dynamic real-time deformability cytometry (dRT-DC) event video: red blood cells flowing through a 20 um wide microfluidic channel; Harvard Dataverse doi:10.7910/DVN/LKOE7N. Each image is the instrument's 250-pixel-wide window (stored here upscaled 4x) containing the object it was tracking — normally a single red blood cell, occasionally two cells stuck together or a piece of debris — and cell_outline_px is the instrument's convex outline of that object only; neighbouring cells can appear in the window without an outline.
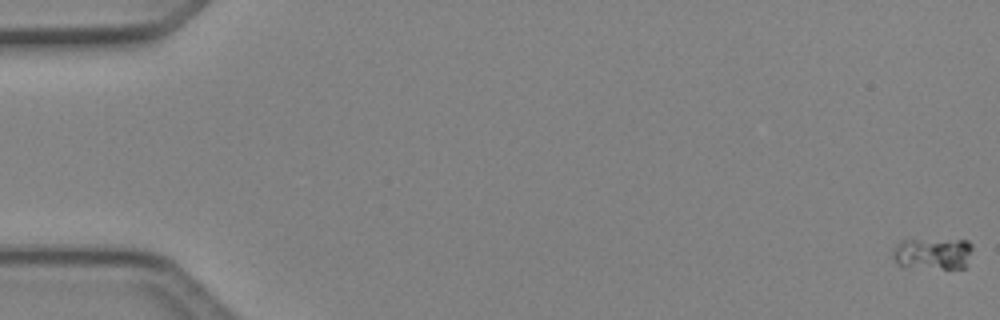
{"species": "Egyptian fruit bat (a non-hibernating species)", "species_latin": "Rousettus aegyptiacus", "temperature_condition": "cold", "stored_images_in_passage": 5, "camera_frame_rate_fps": 3000, "um_per_image_px": 0.085, "animal": {"sex": "female"}, "frame": {"image": 1, "passage_image": 1, "time_ms": 0.0, "image_size_px": [1000, 320], "cell_outline_px": [[972, 248], [964, 268], [904, 268], [892, 256], [892, 248], [900, 240], [968, 240], [972, 244]], "centroid_in_image_um": [79.24, 21.56], "position_along_channel_um": 5.8, "area_um2": 14.8}}
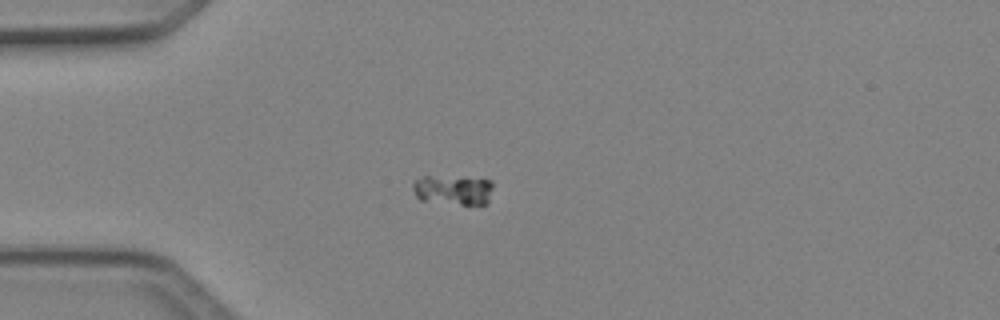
{"frame": {"image": 2, "passage_image": 5, "time_ms": 1.333, "image_size_px": [1000, 320], "cell_outline_px": [[492, 188], [488, 204], [460, 204], [420, 200], [416, 196], [412, 188], [412, 180], [424, 176], [428, 176], [492, 180]], "centroid_in_image_um": [38.48, 16.15], "position_along_channel_um": 46.5, "area_um2": 13.76}}